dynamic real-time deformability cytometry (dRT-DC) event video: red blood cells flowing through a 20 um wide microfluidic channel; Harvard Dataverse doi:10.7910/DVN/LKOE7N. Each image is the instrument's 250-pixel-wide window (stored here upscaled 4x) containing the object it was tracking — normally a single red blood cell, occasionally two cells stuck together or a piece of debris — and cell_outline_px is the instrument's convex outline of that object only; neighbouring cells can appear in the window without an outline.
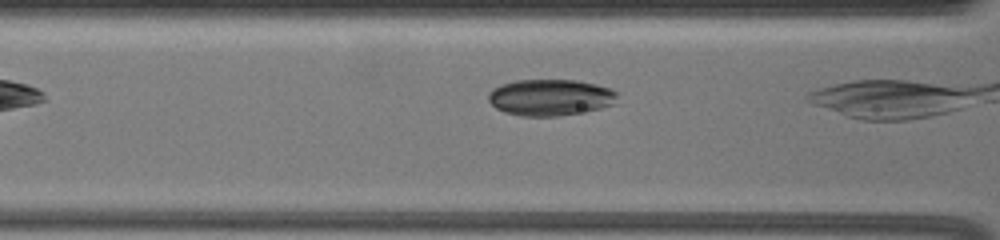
{"species": "common noctule bat (a hibernating species)", "species_latin": "Nyctalus noctula", "temperature_condition": "warm", "stored_images_in_passage": 5, "camera_frame_rate_fps": 3000, "um_per_image_px": 0.085, "animal": {"sex": "female", "body_mass_g": 19.5, "forearm_length_mm": 54.1}, "frame": {"image": 1, "passage_image": 4, "time_ms": 1.0, "image_size_px": [1000, 240], "cell_outline_px": [[616, 96], [612, 104], [600, 108], [556, 116], [520, 116], [504, 112], [496, 108], [488, 100], [488, 92], [492, 88], [500, 84], [516, 80], [576, 80], [596, 84], [608, 88], [616, 92]], "centroid_in_image_um": [46.69, 8.27], "position_along_channel_um": 119.9, "area_um2": 27.17}}